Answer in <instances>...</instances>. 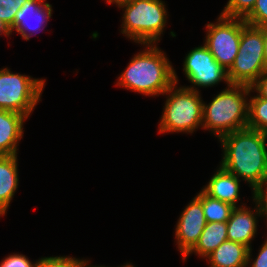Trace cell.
<instances>
[{
  "mask_svg": "<svg viewBox=\"0 0 267 267\" xmlns=\"http://www.w3.org/2000/svg\"><path fill=\"white\" fill-rule=\"evenodd\" d=\"M122 34L138 44H157L167 23V8L162 0H122Z\"/></svg>",
  "mask_w": 267,
  "mask_h": 267,
  "instance_id": "277c9868",
  "label": "cell"
},
{
  "mask_svg": "<svg viewBox=\"0 0 267 267\" xmlns=\"http://www.w3.org/2000/svg\"><path fill=\"white\" fill-rule=\"evenodd\" d=\"M26 119L23 114L0 110V156L17 155V147L24 134L23 125Z\"/></svg>",
  "mask_w": 267,
  "mask_h": 267,
  "instance_id": "4fadbf2b",
  "label": "cell"
},
{
  "mask_svg": "<svg viewBox=\"0 0 267 267\" xmlns=\"http://www.w3.org/2000/svg\"><path fill=\"white\" fill-rule=\"evenodd\" d=\"M205 45L214 59L228 70L234 62L239 50L242 18H228L221 14L216 23L206 25Z\"/></svg>",
  "mask_w": 267,
  "mask_h": 267,
  "instance_id": "ba28073f",
  "label": "cell"
},
{
  "mask_svg": "<svg viewBox=\"0 0 267 267\" xmlns=\"http://www.w3.org/2000/svg\"><path fill=\"white\" fill-rule=\"evenodd\" d=\"M176 225V243L184 257L195 246L206 225L202 202L196 196L184 208Z\"/></svg>",
  "mask_w": 267,
  "mask_h": 267,
  "instance_id": "30bf717a",
  "label": "cell"
},
{
  "mask_svg": "<svg viewBox=\"0 0 267 267\" xmlns=\"http://www.w3.org/2000/svg\"><path fill=\"white\" fill-rule=\"evenodd\" d=\"M219 140L224 150L220 165L224 169L241 177L252 191L267 181V134L246 127Z\"/></svg>",
  "mask_w": 267,
  "mask_h": 267,
  "instance_id": "6da1fadb",
  "label": "cell"
},
{
  "mask_svg": "<svg viewBox=\"0 0 267 267\" xmlns=\"http://www.w3.org/2000/svg\"><path fill=\"white\" fill-rule=\"evenodd\" d=\"M245 206L243 204L232 210L227 221V238L251 248V240L253 241L257 233V216L260 217V213L256 204L255 211Z\"/></svg>",
  "mask_w": 267,
  "mask_h": 267,
  "instance_id": "7c38bea8",
  "label": "cell"
},
{
  "mask_svg": "<svg viewBox=\"0 0 267 267\" xmlns=\"http://www.w3.org/2000/svg\"><path fill=\"white\" fill-rule=\"evenodd\" d=\"M120 1H122V0H106V2L109 4H111V3L116 4L117 2H120Z\"/></svg>",
  "mask_w": 267,
  "mask_h": 267,
  "instance_id": "4dcf8cb0",
  "label": "cell"
},
{
  "mask_svg": "<svg viewBox=\"0 0 267 267\" xmlns=\"http://www.w3.org/2000/svg\"><path fill=\"white\" fill-rule=\"evenodd\" d=\"M244 21L256 27L267 26V0H257L254 8L244 18Z\"/></svg>",
  "mask_w": 267,
  "mask_h": 267,
  "instance_id": "603a6c76",
  "label": "cell"
},
{
  "mask_svg": "<svg viewBox=\"0 0 267 267\" xmlns=\"http://www.w3.org/2000/svg\"><path fill=\"white\" fill-rule=\"evenodd\" d=\"M44 1L26 0L16 13L13 30L21 34L22 38L27 41L35 32L42 31L52 16V5ZM33 22L36 23L32 24Z\"/></svg>",
  "mask_w": 267,
  "mask_h": 267,
  "instance_id": "8fae6325",
  "label": "cell"
},
{
  "mask_svg": "<svg viewBox=\"0 0 267 267\" xmlns=\"http://www.w3.org/2000/svg\"><path fill=\"white\" fill-rule=\"evenodd\" d=\"M227 238V222H206L195 246L183 257L185 261L191 253L207 258Z\"/></svg>",
  "mask_w": 267,
  "mask_h": 267,
  "instance_id": "e0dca14e",
  "label": "cell"
},
{
  "mask_svg": "<svg viewBox=\"0 0 267 267\" xmlns=\"http://www.w3.org/2000/svg\"><path fill=\"white\" fill-rule=\"evenodd\" d=\"M251 252L252 248H249L247 266L251 265L250 267H267V239L262 244L257 257L252 262Z\"/></svg>",
  "mask_w": 267,
  "mask_h": 267,
  "instance_id": "484cf974",
  "label": "cell"
},
{
  "mask_svg": "<svg viewBox=\"0 0 267 267\" xmlns=\"http://www.w3.org/2000/svg\"><path fill=\"white\" fill-rule=\"evenodd\" d=\"M1 35H5L7 37H9V32L8 30L4 27V25L0 22V36Z\"/></svg>",
  "mask_w": 267,
  "mask_h": 267,
  "instance_id": "f1b7e54d",
  "label": "cell"
},
{
  "mask_svg": "<svg viewBox=\"0 0 267 267\" xmlns=\"http://www.w3.org/2000/svg\"><path fill=\"white\" fill-rule=\"evenodd\" d=\"M264 65L267 71V26H263Z\"/></svg>",
  "mask_w": 267,
  "mask_h": 267,
  "instance_id": "83f0119b",
  "label": "cell"
},
{
  "mask_svg": "<svg viewBox=\"0 0 267 267\" xmlns=\"http://www.w3.org/2000/svg\"><path fill=\"white\" fill-rule=\"evenodd\" d=\"M25 2L26 0H0V22L8 30L9 35L14 29L16 13Z\"/></svg>",
  "mask_w": 267,
  "mask_h": 267,
  "instance_id": "ffe728a7",
  "label": "cell"
},
{
  "mask_svg": "<svg viewBox=\"0 0 267 267\" xmlns=\"http://www.w3.org/2000/svg\"><path fill=\"white\" fill-rule=\"evenodd\" d=\"M17 155L0 156V216H4L18 188Z\"/></svg>",
  "mask_w": 267,
  "mask_h": 267,
  "instance_id": "9a60e30c",
  "label": "cell"
},
{
  "mask_svg": "<svg viewBox=\"0 0 267 267\" xmlns=\"http://www.w3.org/2000/svg\"><path fill=\"white\" fill-rule=\"evenodd\" d=\"M251 87L230 84L213 97L209 104L203 102L202 128L211 131L218 139L247 127L248 97ZM247 99V100H246Z\"/></svg>",
  "mask_w": 267,
  "mask_h": 267,
  "instance_id": "3957f363",
  "label": "cell"
},
{
  "mask_svg": "<svg viewBox=\"0 0 267 267\" xmlns=\"http://www.w3.org/2000/svg\"><path fill=\"white\" fill-rule=\"evenodd\" d=\"M255 91L260 97L267 99V71L251 86V92Z\"/></svg>",
  "mask_w": 267,
  "mask_h": 267,
  "instance_id": "4316f807",
  "label": "cell"
},
{
  "mask_svg": "<svg viewBox=\"0 0 267 267\" xmlns=\"http://www.w3.org/2000/svg\"><path fill=\"white\" fill-rule=\"evenodd\" d=\"M265 71L263 27L252 26L243 19L238 54L227 70L229 82L251 87Z\"/></svg>",
  "mask_w": 267,
  "mask_h": 267,
  "instance_id": "8992f818",
  "label": "cell"
},
{
  "mask_svg": "<svg viewBox=\"0 0 267 267\" xmlns=\"http://www.w3.org/2000/svg\"><path fill=\"white\" fill-rule=\"evenodd\" d=\"M183 71L192 86L187 88L199 92V87H213L221 81L230 85L227 70L213 57L205 44L189 51L185 56ZM198 88H197V87Z\"/></svg>",
  "mask_w": 267,
  "mask_h": 267,
  "instance_id": "9c48e42d",
  "label": "cell"
},
{
  "mask_svg": "<svg viewBox=\"0 0 267 267\" xmlns=\"http://www.w3.org/2000/svg\"><path fill=\"white\" fill-rule=\"evenodd\" d=\"M44 85L45 79L0 69V110L17 112L28 118L41 101Z\"/></svg>",
  "mask_w": 267,
  "mask_h": 267,
  "instance_id": "52a82bcc",
  "label": "cell"
},
{
  "mask_svg": "<svg viewBox=\"0 0 267 267\" xmlns=\"http://www.w3.org/2000/svg\"><path fill=\"white\" fill-rule=\"evenodd\" d=\"M176 82L164 93L167 95L159 124V133H193L202 128L203 100L200 92L176 86Z\"/></svg>",
  "mask_w": 267,
  "mask_h": 267,
  "instance_id": "5b68a950",
  "label": "cell"
},
{
  "mask_svg": "<svg viewBox=\"0 0 267 267\" xmlns=\"http://www.w3.org/2000/svg\"><path fill=\"white\" fill-rule=\"evenodd\" d=\"M249 247L231 240L224 241L206 260L210 267H248Z\"/></svg>",
  "mask_w": 267,
  "mask_h": 267,
  "instance_id": "2e32d148",
  "label": "cell"
},
{
  "mask_svg": "<svg viewBox=\"0 0 267 267\" xmlns=\"http://www.w3.org/2000/svg\"><path fill=\"white\" fill-rule=\"evenodd\" d=\"M240 181L220 165L202 190L212 198L238 207Z\"/></svg>",
  "mask_w": 267,
  "mask_h": 267,
  "instance_id": "5bb4252c",
  "label": "cell"
},
{
  "mask_svg": "<svg viewBox=\"0 0 267 267\" xmlns=\"http://www.w3.org/2000/svg\"><path fill=\"white\" fill-rule=\"evenodd\" d=\"M89 263V260H86V259H84L82 262H81V264H80V266L79 267H105V266H90V264H88Z\"/></svg>",
  "mask_w": 267,
  "mask_h": 267,
  "instance_id": "f546056e",
  "label": "cell"
},
{
  "mask_svg": "<svg viewBox=\"0 0 267 267\" xmlns=\"http://www.w3.org/2000/svg\"><path fill=\"white\" fill-rule=\"evenodd\" d=\"M249 100L247 127L267 134V99L251 96Z\"/></svg>",
  "mask_w": 267,
  "mask_h": 267,
  "instance_id": "d6986e66",
  "label": "cell"
},
{
  "mask_svg": "<svg viewBox=\"0 0 267 267\" xmlns=\"http://www.w3.org/2000/svg\"><path fill=\"white\" fill-rule=\"evenodd\" d=\"M253 201L259 209L260 216L267 219V181L253 190Z\"/></svg>",
  "mask_w": 267,
  "mask_h": 267,
  "instance_id": "cb8c5ba5",
  "label": "cell"
},
{
  "mask_svg": "<svg viewBox=\"0 0 267 267\" xmlns=\"http://www.w3.org/2000/svg\"><path fill=\"white\" fill-rule=\"evenodd\" d=\"M196 197L202 202L206 222H227L235 208L226 202L210 197L203 190Z\"/></svg>",
  "mask_w": 267,
  "mask_h": 267,
  "instance_id": "ac0fdd59",
  "label": "cell"
},
{
  "mask_svg": "<svg viewBox=\"0 0 267 267\" xmlns=\"http://www.w3.org/2000/svg\"><path fill=\"white\" fill-rule=\"evenodd\" d=\"M34 265L35 263H32L28 257L17 253L8 255L0 263V267H34Z\"/></svg>",
  "mask_w": 267,
  "mask_h": 267,
  "instance_id": "d4e9b609",
  "label": "cell"
},
{
  "mask_svg": "<svg viewBox=\"0 0 267 267\" xmlns=\"http://www.w3.org/2000/svg\"><path fill=\"white\" fill-rule=\"evenodd\" d=\"M118 77L116 86L130 89L146 96L163 95L178 76L173 65L155 44H144Z\"/></svg>",
  "mask_w": 267,
  "mask_h": 267,
  "instance_id": "7a4b0ae2",
  "label": "cell"
},
{
  "mask_svg": "<svg viewBox=\"0 0 267 267\" xmlns=\"http://www.w3.org/2000/svg\"><path fill=\"white\" fill-rule=\"evenodd\" d=\"M257 0H228L221 15L228 18L244 19L254 8Z\"/></svg>",
  "mask_w": 267,
  "mask_h": 267,
  "instance_id": "44dd1931",
  "label": "cell"
},
{
  "mask_svg": "<svg viewBox=\"0 0 267 267\" xmlns=\"http://www.w3.org/2000/svg\"><path fill=\"white\" fill-rule=\"evenodd\" d=\"M118 267H119V266H118ZM121 267H134V266L132 265V263H131V264L127 263V264H125V265H122Z\"/></svg>",
  "mask_w": 267,
  "mask_h": 267,
  "instance_id": "1f68e13d",
  "label": "cell"
},
{
  "mask_svg": "<svg viewBox=\"0 0 267 267\" xmlns=\"http://www.w3.org/2000/svg\"><path fill=\"white\" fill-rule=\"evenodd\" d=\"M83 260L70 256L44 257L36 260L34 267H79Z\"/></svg>",
  "mask_w": 267,
  "mask_h": 267,
  "instance_id": "7402d4cb",
  "label": "cell"
}]
</instances>
